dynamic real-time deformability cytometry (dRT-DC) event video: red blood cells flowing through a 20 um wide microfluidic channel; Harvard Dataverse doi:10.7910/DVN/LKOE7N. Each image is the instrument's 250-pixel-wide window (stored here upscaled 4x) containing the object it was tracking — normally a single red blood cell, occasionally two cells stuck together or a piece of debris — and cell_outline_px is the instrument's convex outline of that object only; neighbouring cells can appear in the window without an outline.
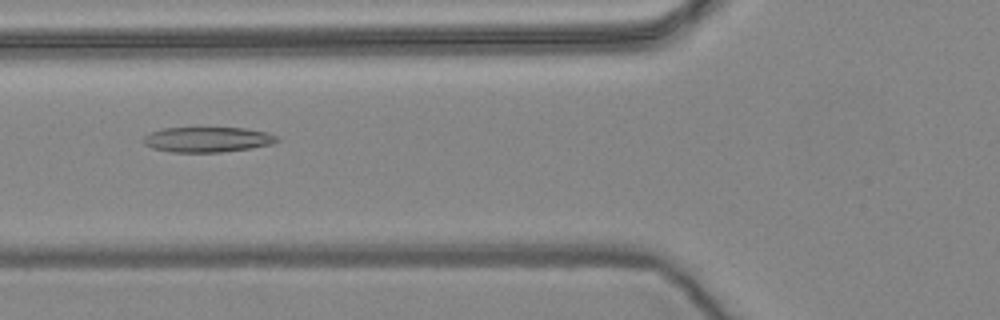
{"species": "common noctule bat (a hibernating species)", "species_latin": "Nyctalus noctula", "temperature_condition": "warm", "stored_images_in_passage": 35, "camera_frame_rate_fps": 3000, "um_per_image_px": 0.085, "animal": {"sex": "female", "body_mass_g": 24.6, "forearm_length_mm": 56.2}, "frame": {"image": 1, "passage_image": 6, "time_ms": 1.667, "image_size_px": [1000, 320], "cell_outline_px": [[280, 140], [272, 144], [252, 148], [220, 152], [172, 152], [152, 148], [144, 144], [144, 136], [152, 132], [164, 128], [248, 128], [268, 132], [276, 136]], "centroid_in_image_um": [17.67, 11.86], "position_along_channel_um": 108.1, "area_um2": 19.59}}
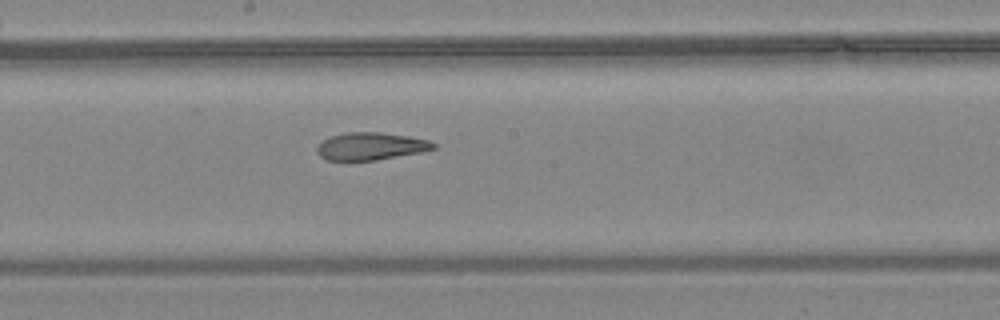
{"frame": {"image": 2, "passage_image": 15, "time_ms": 4.667, "image_size_px": [1000, 320], "cell_outline_px": [[436, 148], [420, 152], [376, 160], [324, 160], [316, 152], [316, 148], [324, 140], [332, 136], [348, 132], [380, 132], [408, 136], [428, 140], [436, 144]], "centroid_in_image_um": [31.51, 12.43], "position_along_channel_um": 216.7, "area_um2": 18.5}}
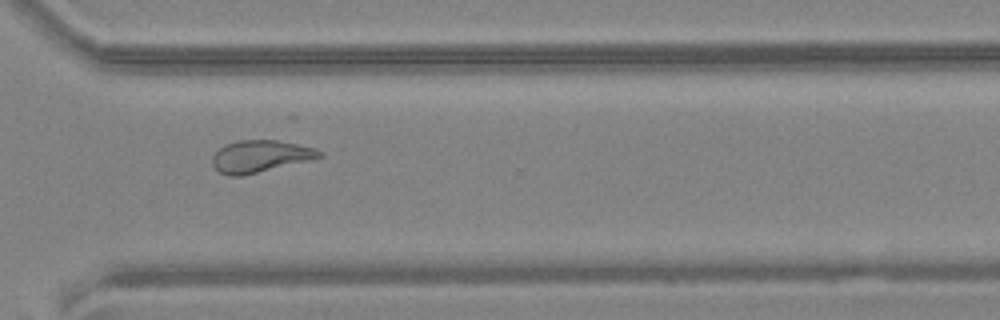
{"frame": {"image": 3, "passage_image": 26, "time_ms": 8.333, "image_size_px": [1000, 320], "cell_outline_px": [[324, 156], [244, 176], [228, 176], [220, 172], [212, 164], [212, 156], [224, 144], [236, 140], [276, 140], [316, 148], [324, 152]], "centroid_in_image_um": [22.1, 13.28], "position_along_channel_um": 348.5, "area_um2": 20.0}, "authors_computed_cell_mechanics": {"area_um2": 19.7676, "velocity_mm_per_s": 3.6034, "shape_relaxation_time_tau1_ms": null, "shape_relaxation_time_tau2_ms": 2.8455, "deformation_change_tau1": null, "deformation_change_tau2": 0.1111}}